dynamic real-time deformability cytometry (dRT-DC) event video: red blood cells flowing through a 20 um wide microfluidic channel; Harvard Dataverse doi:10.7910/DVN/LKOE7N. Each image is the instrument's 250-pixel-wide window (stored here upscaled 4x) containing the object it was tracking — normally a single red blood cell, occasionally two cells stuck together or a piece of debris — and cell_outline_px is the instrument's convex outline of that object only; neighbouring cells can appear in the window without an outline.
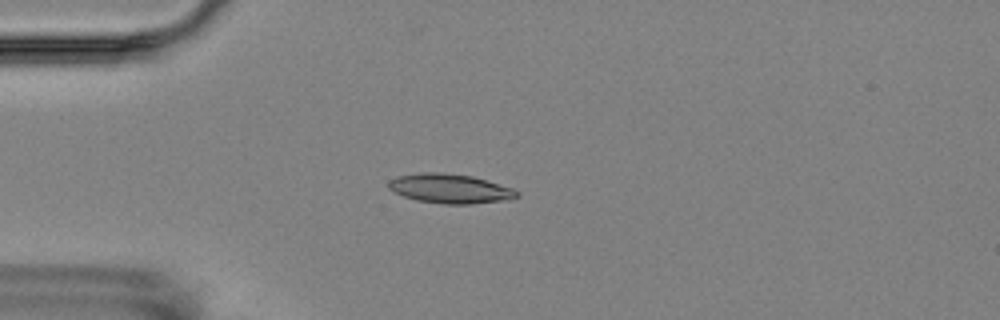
{"species": "Egyptian fruit bat (a non-hibernating species)", "species_latin": "Rousettus aegyptiacus", "temperature_condition": "room temperature", "stored_images_in_passage": 8, "camera_frame_rate_fps": 3000, "um_per_image_px": 0.085, "animal": {"sex": "female"}, "frame": {"image": 1, "passage_image": 1, "time_ms": 0.0, "image_size_px": [1000, 320], "cell_outline_px": [[520, 196], [508, 200], [472, 204], [444, 204], [416, 200], [404, 196], [388, 188], [388, 180], [396, 176], [420, 172], [444, 172], [472, 176], [512, 188], [520, 192]], "centroid_in_image_um": [38.25, 16.03], "position_along_channel_um": 46.7, "area_um2": 22.14}}
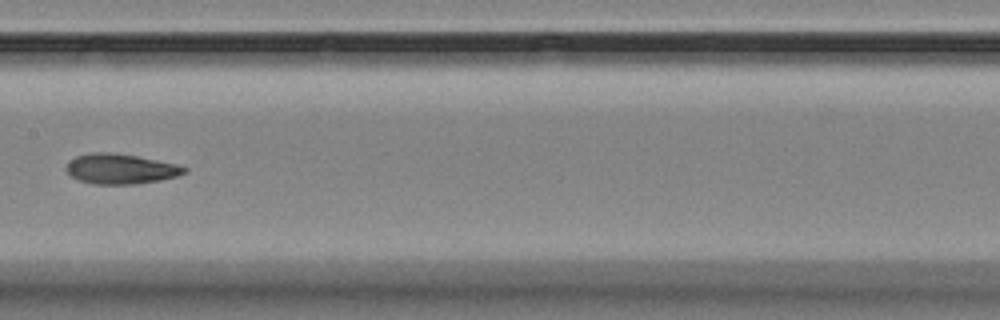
{"frame": {"image": 2, "passage_image": 5, "time_ms": 4.667, "image_size_px": [1000, 320], "cell_outline_px": [[188, 172], [176, 176], [160, 180], [136, 184], [96, 184], [80, 180], [72, 176], [64, 168], [76, 156], [92, 152], [108, 152], [136, 156], [176, 164], [188, 168]], "centroid_in_image_um": [10.27, 14.35], "position_along_channel_um": 197.1, "area_um2": 20.46}}
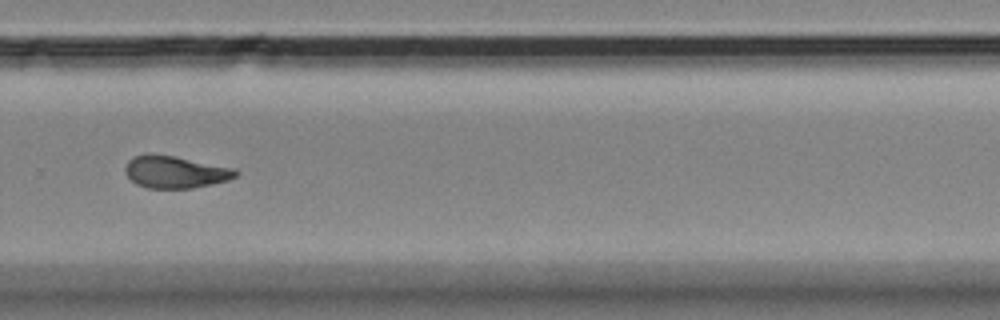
{"frame": {"image": 3, "passage_image": 8, "time_ms": 8.0, "image_size_px": [1000, 320], "cell_outline_px": [[240, 172], [236, 176], [228, 180], [212, 184], [192, 188], [148, 188], [136, 184], [124, 172], [124, 168], [128, 160], [132, 156], [148, 152], [152, 152], [176, 156], [236, 168]], "centroid_in_image_um": [14.88, 14.59], "position_along_channel_um": 314.9, "area_um2": 21.21}}